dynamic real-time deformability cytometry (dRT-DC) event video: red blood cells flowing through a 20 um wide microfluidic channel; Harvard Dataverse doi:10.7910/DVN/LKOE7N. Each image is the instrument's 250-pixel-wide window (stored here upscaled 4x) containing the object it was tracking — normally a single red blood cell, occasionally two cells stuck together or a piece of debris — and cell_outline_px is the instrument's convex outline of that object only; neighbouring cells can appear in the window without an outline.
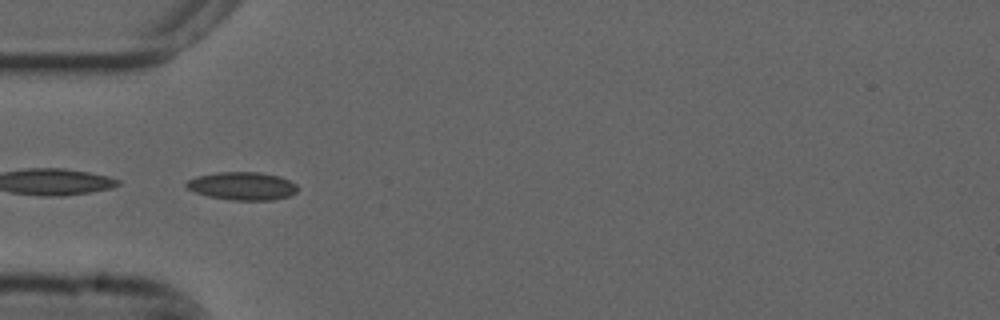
{"species": "common noctule bat (a hibernating species)", "species_latin": "Nyctalus noctula", "temperature_condition": "cold", "stored_images_in_passage": 13, "camera_frame_rate_fps": 3000, "um_per_image_px": 0.085, "animal": {"sex": "male", "forearm_length_mm": 52.5}, "frame": {"image": 1, "passage_image": 1, "time_ms": 0.0, "image_size_px": [1000, 320], "cell_outline_px": [[300, 188], [296, 192], [288, 196], [272, 200], [232, 200], [208, 196], [196, 192], [188, 188], [184, 184], [188, 180], [196, 176], [216, 172], [260, 172], [280, 176], [296, 184]], "centroid_in_image_um": [20.61, 15.8], "position_along_channel_um": 64.4, "area_um2": 18.21}}
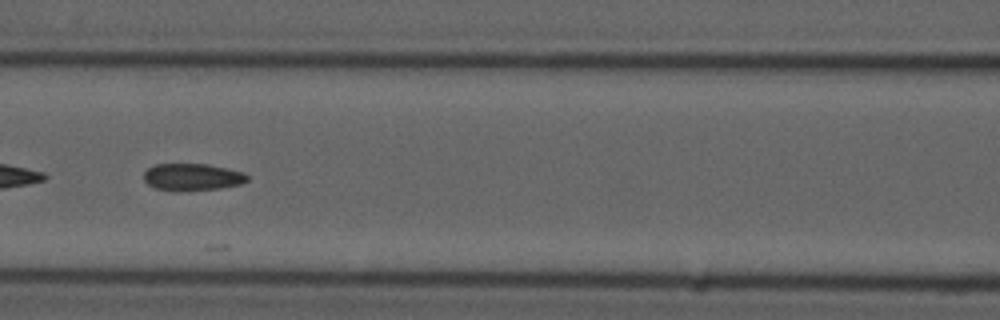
{"frame": {"image": 2, "passage_image": 8, "time_ms": 2.333, "image_size_px": [1000, 320], "cell_outline_px": [[248, 180], [240, 184], [220, 188], [180, 192], [176, 192], [156, 188], [148, 184], [144, 180], [144, 172], [148, 168], [156, 164], [208, 164], [228, 168], [244, 172], [248, 176]], "centroid_in_image_um": [16.35, 15.05], "position_along_channel_um": 150.3, "area_um2": 16.53}}
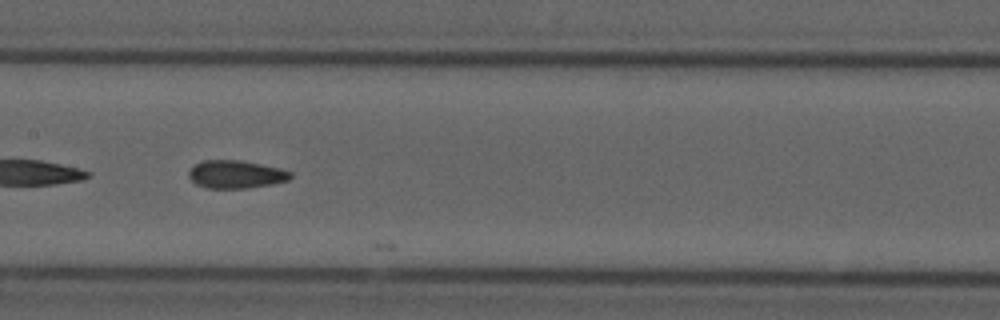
{"frame": {"image": 3, "passage_image": 11, "time_ms": 3.333, "image_size_px": [1000, 320], "cell_outline_px": [[292, 176], [288, 180], [272, 184], [248, 188], [208, 188], [196, 184], [188, 176], [188, 172], [196, 164], [204, 160], [240, 160], [280, 168], [292, 172]], "centroid_in_image_um": [20.06, 14.82], "position_along_channel_um": 187.3, "area_um2": 16.47}}